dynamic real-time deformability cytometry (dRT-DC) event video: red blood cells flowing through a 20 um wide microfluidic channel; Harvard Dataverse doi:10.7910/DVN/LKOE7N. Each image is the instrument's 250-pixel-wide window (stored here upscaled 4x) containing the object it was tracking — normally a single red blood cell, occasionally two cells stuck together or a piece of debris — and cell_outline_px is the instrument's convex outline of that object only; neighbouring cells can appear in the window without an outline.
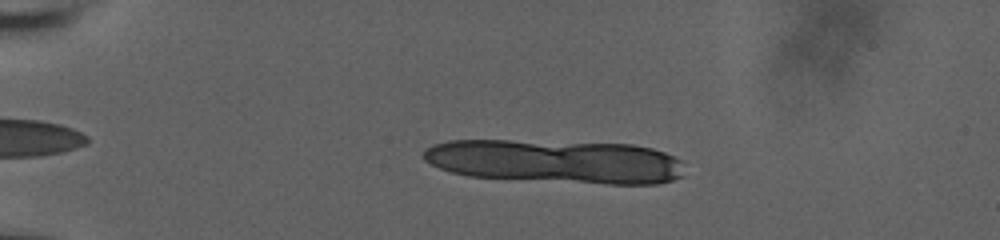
{"species": "human", "species_latin": "Homo sapiens", "temperature_condition": "room temperature", "stored_images_in_passage": 16, "camera_frame_rate_fps": 3000, "um_per_image_px": 0.085, "donor": {"sex": "male"}, "frame": {"image": 1, "passage_image": 10, "time_ms": 3.0, "image_size_px": [1000, 240], "cell_outline_px": [[684, 176], [672, 180], [656, 184], [608, 184], [468, 176], [452, 172], [440, 168], [424, 160], [424, 148], [432, 144], [448, 140], [512, 140], [632, 144], [652, 148], [664, 152], [680, 160]], "centroid_in_image_um": [47.23, 13.71], "position_along_channel_um": 37.8, "area_um2": 66.47}}